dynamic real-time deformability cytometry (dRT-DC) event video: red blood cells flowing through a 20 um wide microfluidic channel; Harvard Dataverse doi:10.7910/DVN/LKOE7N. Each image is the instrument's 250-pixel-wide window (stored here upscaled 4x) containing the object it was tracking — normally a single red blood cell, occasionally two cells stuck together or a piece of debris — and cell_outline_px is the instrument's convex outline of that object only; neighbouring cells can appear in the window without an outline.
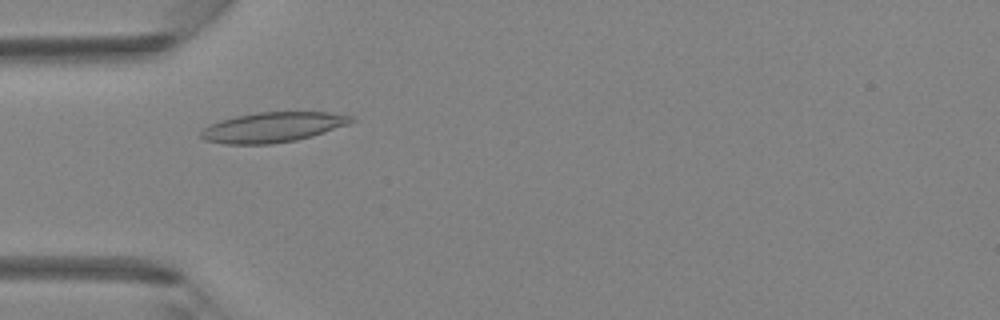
{"species": "Egyptian fruit bat (a non-hibernating species)", "species_latin": "Rousettus aegyptiacus", "temperature_condition": "room temperature", "stored_images_in_passage": 1, "camera_frame_rate_fps": 3000, "um_per_image_px": 0.085, "animal": {"sex": "female"}, "frame": {"image": 1, "passage_image": 1, "time_ms": 0.0, "image_size_px": [1000, 320], "cell_outline_px": [[356, 120], [348, 124], [312, 136], [296, 140], [272, 144], [224, 144], [204, 140], [200, 136], [200, 132], [208, 124], [220, 120], [236, 116], [256, 112], [328, 112], [352, 116]], "centroid_in_image_um": [23.15, 10.81], "position_along_channel_um": 61.8, "area_um2": 26.36}}